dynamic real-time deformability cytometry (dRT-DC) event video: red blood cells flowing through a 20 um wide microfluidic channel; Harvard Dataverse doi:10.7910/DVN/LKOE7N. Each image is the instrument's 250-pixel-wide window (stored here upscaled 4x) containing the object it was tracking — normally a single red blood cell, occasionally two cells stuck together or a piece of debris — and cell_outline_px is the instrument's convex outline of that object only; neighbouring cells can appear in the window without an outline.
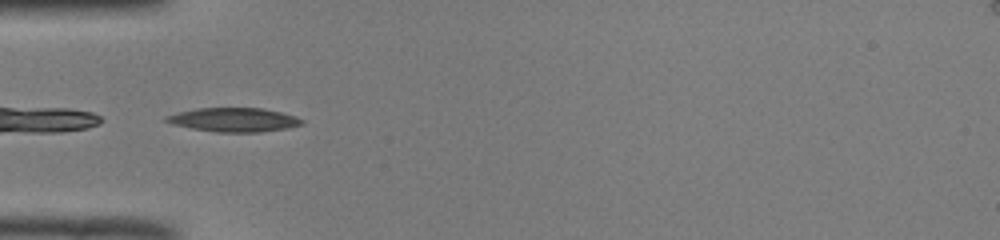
{"species": "common noctule bat (a hibernating species)", "species_latin": "Nyctalus noctula", "temperature_condition": "room temperature", "stored_images_in_passage": 36, "camera_frame_rate_fps": 3000, "um_per_image_px": 0.085, "animal": {"sex": "male", "body_mass_g": 19.0, "forearm_length_mm": 50.8}, "frame": {"image": 1, "passage_image": 1, "time_ms": 0.0, "image_size_px": [1000, 240], "cell_outline_px": [[304, 124], [288, 128], [260, 132], [216, 132], [192, 128], [172, 124], [164, 120], [164, 116], [196, 108], [264, 108], [296, 116], [304, 120]], "centroid_in_image_um": [19.91, 10.18], "position_along_channel_um": 65.1, "area_um2": 18.96}}
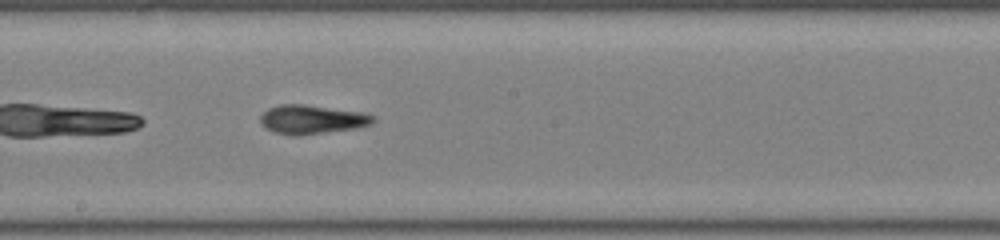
{"frame": {"image": 2, "passage_image": 13, "time_ms": 4.0, "image_size_px": [1000, 240], "cell_outline_px": [[376, 120], [372, 124], [352, 128], [296, 136], [292, 136], [276, 132], [268, 128], [260, 120], [260, 116], [268, 108], [280, 104], [304, 104], [364, 112], [372, 116]], "centroid_in_image_um": [26.52, 10.13], "position_along_channel_um": 221.7, "area_um2": 18.73}}
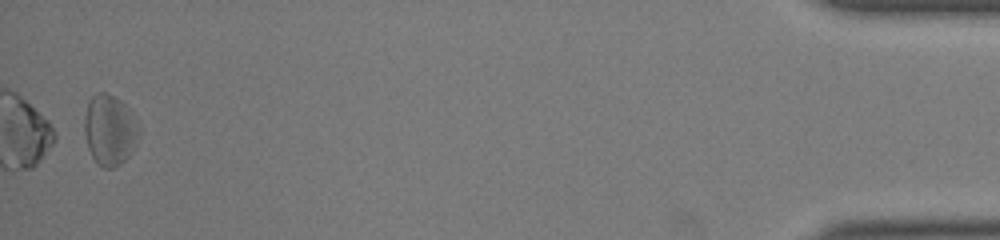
{"frame": {"image": 3, "passage_image": 35, "time_ms": 11.333, "image_size_px": [1000, 240], "cell_outline_px": [[140, 124], [128, 156], [120, 164], [112, 168], [104, 168], [92, 156], [88, 148], [84, 132], [84, 116], [88, 100], [96, 92], [104, 92], [120, 100], [124, 104]], "centroid_in_image_um": [9.27, 11.01], "position_along_channel_um": 425.9, "area_um2": 21.96}, "authors_computed_cell_mechanics": {"area_um2": 18.8428, "velocity_mm_per_s": 3.9439, "shape_relaxation_time_tau1_ms": 3.53, "shape_relaxation_time_tau2_ms": 3.5855, "deformation_change_tau1": 0.1144, "deformation_change_tau2": 0.1512}}